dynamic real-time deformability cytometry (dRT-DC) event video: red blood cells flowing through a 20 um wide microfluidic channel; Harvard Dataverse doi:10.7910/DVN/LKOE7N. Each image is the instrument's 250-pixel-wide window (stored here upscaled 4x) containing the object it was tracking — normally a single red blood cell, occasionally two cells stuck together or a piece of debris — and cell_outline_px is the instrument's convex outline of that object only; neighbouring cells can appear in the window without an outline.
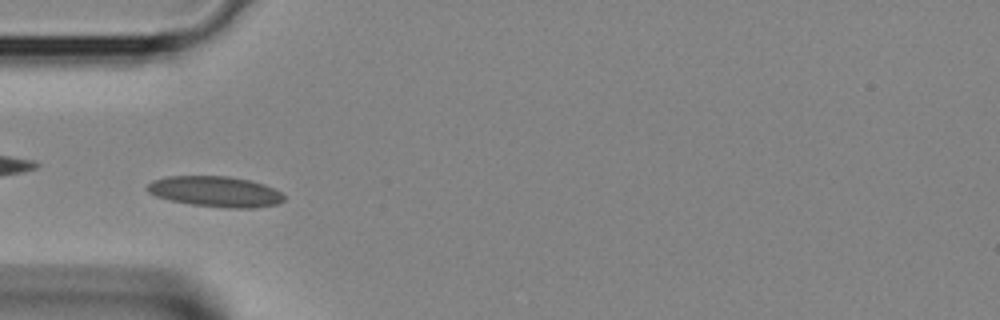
{"species": "Egyptian fruit bat (a non-hibernating species)", "species_latin": "Rousettus aegyptiacus", "temperature_condition": "room temperature", "stored_images_in_passage": 20, "camera_frame_rate_fps": 3000, "um_per_image_px": 0.085, "animal": {"sex": "female"}, "frame": {"image": 1, "passage_image": 8, "time_ms": 2.333, "image_size_px": [1000, 320], "cell_outline_px": [[284, 200], [276, 204], [256, 208], [228, 208], [192, 204], [168, 200], [156, 196], [148, 192], [144, 188], [152, 180], [168, 176], [228, 176], [248, 180], [264, 184], [280, 192], [284, 196]], "centroid_in_image_um": [18.27, 16.28], "position_along_channel_um": 66.7, "area_um2": 24.39}}
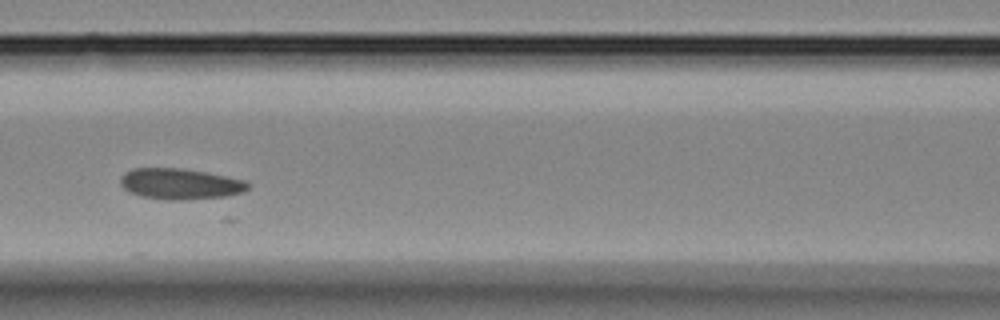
{"frame": {"image": 2, "passage_image": 13, "time_ms": 4.0, "image_size_px": [1000, 320], "cell_outline_px": [[252, 184], [244, 192], [224, 196], [180, 200], [168, 200], [140, 196], [128, 192], [120, 184], [120, 176], [124, 172], [132, 168], [180, 168], [204, 172], [244, 180]], "centroid_in_image_um": [15.27, 15.63], "position_along_channel_um": 151.3, "area_um2": 22.95}}